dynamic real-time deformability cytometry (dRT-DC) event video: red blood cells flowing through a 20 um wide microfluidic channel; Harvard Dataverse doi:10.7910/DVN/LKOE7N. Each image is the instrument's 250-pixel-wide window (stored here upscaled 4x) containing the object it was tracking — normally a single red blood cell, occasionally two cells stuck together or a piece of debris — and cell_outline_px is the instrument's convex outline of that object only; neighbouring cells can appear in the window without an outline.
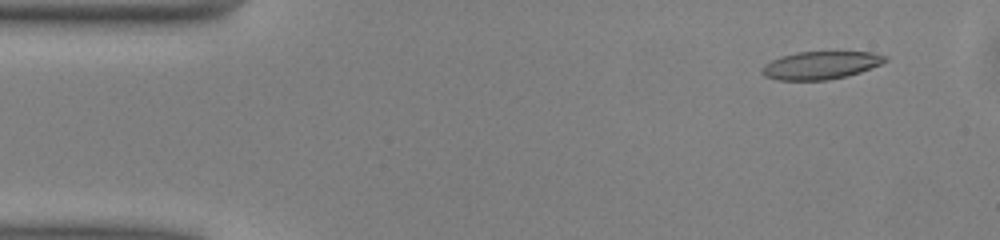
{"species": "common noctule bat (a hibernating species)", "species_latin": "Nyctalus noctula", "temperature_condition": "warm", "stored_images_in_passage": 49, "camera_frame_rate_fps": 3000, "um_per_image_px": 0.085, "animal": {"sex": "male", "body_mass_g": 13.0, "forearm_length_mm": 53.1}, "frame": {"image": 1, "passage_image": 4, "time_ms": 1.0, "image_size_px": [1000, 240], "cell_outline_px": [[888, 60], [880, 64], [860, 72], [848, 76], [828, 80], [776, 80], [764, 76], [760, 72], [760, 68], [764, 64], [780, 56], [796, 52], [872, 52], [888, 56]], "centroid_in_image_um": [69.72, 5.55], "position_along_channel_um": 15.3, "area_um2": 20.17}}
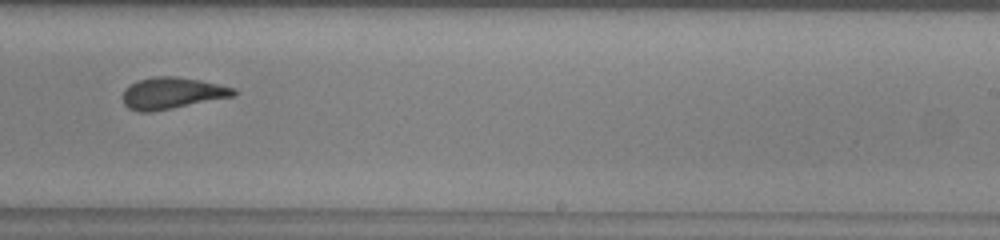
{"frame": {"image": 2, "passage_image": 30, "time_ms": 9.667, "image_size_px": [1000, 240], "cell_outline_px": [[236, 96], [152, 112], [136, 112], [128, 108], [124, 104], [120, 96], [124, 88], [128, 84], [136, 80], [156, 76], [176, 76], [200, 80], [236, 88]], "centroid_in_image_um": [14.57, 7.92], "position_along_channel_um": 274.4, "area_um2": 20.87}}
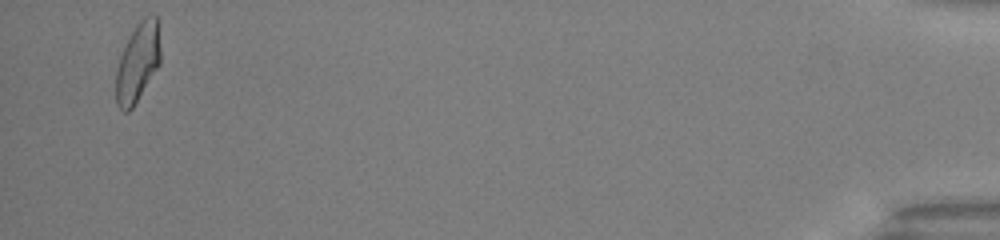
{"frame": {"image": 3, "passage_image": 48, "time_ms": 15.667, "image_size_px": [1000, 240], "cell_outline_px": [[160, 64], [132, 108], [128, 112], [124, 112], [116, 104], [116, 72], [120, 56], [128, 36], [136, 24], [144, 16], [156, 16], [160, 48]], "centroid_in_image_um": [11.69, 5.31], "position_along_channel_um": 423.5, "area_um2": 20.35}, "authors_computed_cell_mechanics": {"area_um2": 20.808, "velocity_mm_per_s": 4.0738, "shape_relaxation_time_tau1_ms": null, "shape_relaxation_time_tau2_ms": 2.104, "deformation_change_tau1": null, "deformation_change_tau2": 0.1141}}